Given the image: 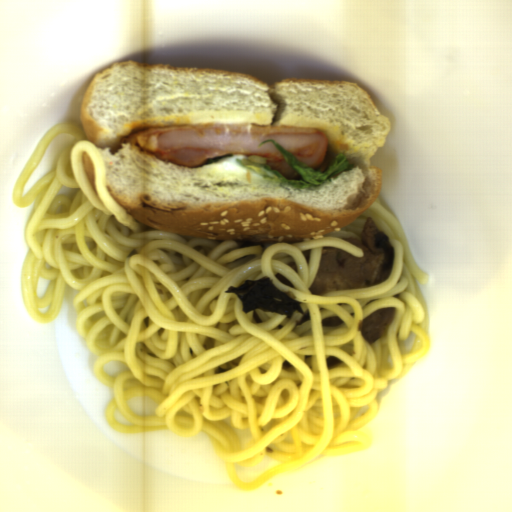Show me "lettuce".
I'll list each match as a JSON object with an SVG mask.
<instances>
[{
	"instance_id": "obj_2",
	"label": "lettuce",
	"mask_w": 512,
	"mask_h": 512,
	"mask_svg": "<svg viewBox=\"0 0 512 512\" xmlns=\"http://www.w3.org/2000/svg\"><path fill=\"white\" fill-rule=\"evenodd\" d=\"M230 156H233L232 155V152L231 153H227L226 155L224 156H217L216 158H210V159H207L206 163L208 166L212 163H217L218 161H220L221 159H224V158H227V157H230Z\"/></svg>"
},
{
	"instance_id": "obj_1",
	"label": "lettuce",
	"mask_w": 512,
	"mask_h": 512,
	"mask_svg": "<svg viewBox=\"0 0 512 512\" xmlns=\"http://www.w3.org/2000/svg\"><path fill=\"white\" fill-rule=\"evenodd\" d=\"M264 143H271L276 146L277 150L284 157L289 166L301 176V179H286L279 174L277 170H271L267 164L268 158L259 156H248L247 159H238L236 163L248 169L260 178L270 180L294 189H311L319 185L328 183L341 173L354 168L353 163L344 155H337L330 167L325 171H316L313 168L301 163L293 154L272 139L263 140L258 144L262 146Z\"/></svg>"
}]
</instances>
